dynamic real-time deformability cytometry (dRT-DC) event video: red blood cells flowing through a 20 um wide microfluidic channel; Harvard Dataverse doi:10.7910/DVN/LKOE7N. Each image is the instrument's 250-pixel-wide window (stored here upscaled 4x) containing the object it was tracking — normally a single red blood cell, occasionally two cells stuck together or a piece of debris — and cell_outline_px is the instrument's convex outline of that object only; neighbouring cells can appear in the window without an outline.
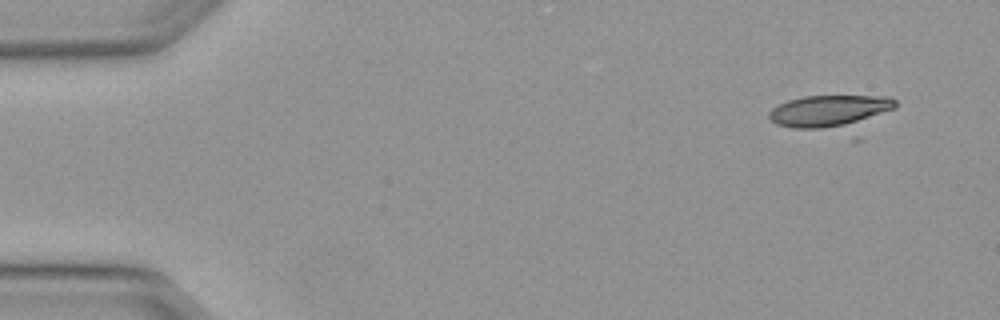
{"species": "Egyptian fruit bat (a non-hibernating species)", "species_latin": "Rousettus aegyptiacus", "temperature_condition": "warm", "stored_images_in_passage": 4, "camera_frame_rate_fps": 3000, "um_per_image_px": 0.085, "animal": {"sex": "female"}, "frame": {"image": 1, "passage_image": 1, "time_ms": 0.0, "image_size_px": [1000, 320], "cell_outline_px": [[896, 108], [844, 124], [820, 128], [796, 128], [776, 124], [768, 116], [768, 112], [772, 108], [788, 100], [804, 96], [892, 96], [896, 100]], "centroid_in_image_um": [70.43, 9.38], "position_along_channel_um": 14.6, "area_um2": 22.37}}
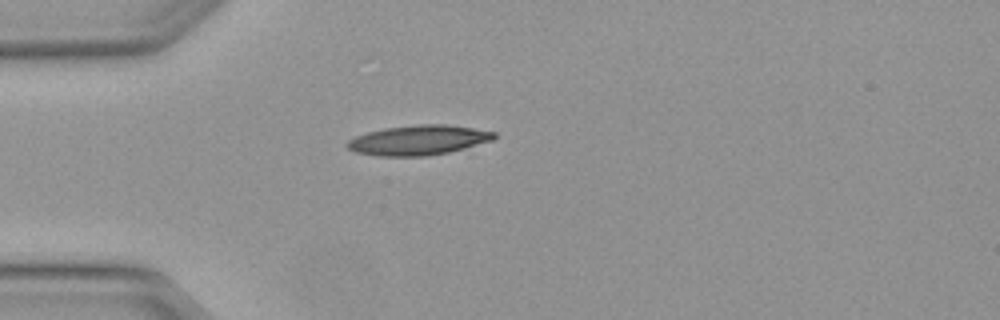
{"frame": {"image": 2, "passage_image": 4, "time_ms": 1.0, "image_size_px": [1000, 320], "cell_outline_px": [[496, 136], [492, 140], [464, 148], [448, 152], [424, 156], [380, 156], [356, 152], [348, 148], [344, 144], [348, 140], [356, 136], [368, 132], [384, 128], [420, 124], [448, 124], [496, 132]], "centroid_in_image_um": [35.54, 11.9], "position_along_channel_um": 49.5, "area_um2": 25.37}}